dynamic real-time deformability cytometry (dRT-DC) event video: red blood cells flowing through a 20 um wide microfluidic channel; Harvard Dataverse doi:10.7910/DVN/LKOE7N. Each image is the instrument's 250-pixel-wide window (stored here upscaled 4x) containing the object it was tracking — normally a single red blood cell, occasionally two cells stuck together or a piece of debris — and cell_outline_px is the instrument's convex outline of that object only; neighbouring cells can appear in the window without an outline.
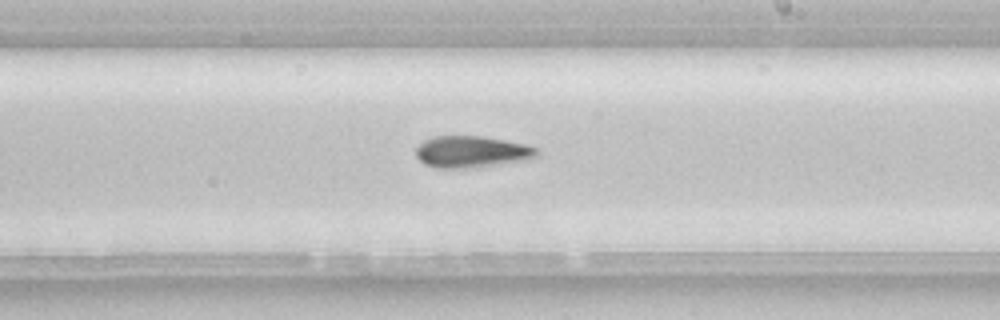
{"species": "common noctule bat (a hibernating species)", "species_latin": "Nyctalus noctula", "temperature_condition": "room temperature", "stored_images_in_passage": 38, "camera_frame_rate_fps": 3000, "um_per_image_px": 0.085, "animal": {"sex": "female", "body_mass_g": 22.7, "forearm_length_mm": 54.2}, "frame": {"image": 1, "passage_image": 27, "time_ms": 8.667, "image_size_px": [1000, 320], "cell_outline_px": [[540, 152], [536, 156], [528, 160], [464, 168], [436, 168], [424, 164], [416, 156], [416, 148], [424, 140], [436, 136], [484, 136], [524, 144], [536, 148]], "centroid_in_image_um": [40.07, 12.9], "position_along_channel_um": 248.9, "area_um2": 22.14}}